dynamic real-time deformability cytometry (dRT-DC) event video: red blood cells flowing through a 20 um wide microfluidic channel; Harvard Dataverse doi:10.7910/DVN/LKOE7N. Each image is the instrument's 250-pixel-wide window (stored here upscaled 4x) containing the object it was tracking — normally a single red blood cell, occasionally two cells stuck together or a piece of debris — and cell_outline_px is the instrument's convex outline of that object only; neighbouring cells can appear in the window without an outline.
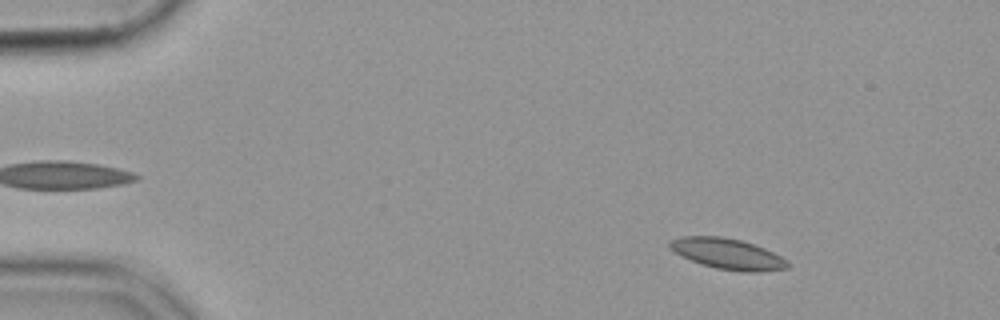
{"species": "common noctule bat (a hibernating species)", "species_latin": "Nyctalus noctula", "temperature_condition": "cold", "stored_images_in_passage": 55, "camera_frame_rate_fps": 3000, "um_per_image_px": 0.085, "animal": {"sex": "female", "body_mass_g": 19.9}, "frame": {"image": 1, "passage_image": 7, "time_ms": 2.0, "image_size_px": [1000, 320], "cell_outline_px": [[788, 268], [760, 272], [744, 272], [716, 268], [692, 260], [668, 248], [668, 240], [680, 236], [720, 236], [740, 240], [764, 248], [788, 260]], "centroid_in_image_um": [61.83, 21.57], "position_along_channel_um": 23.2, "area_um2": 20.92}}
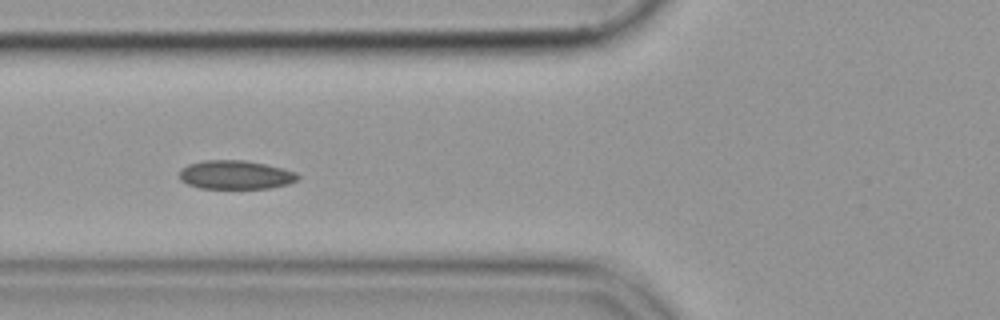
{"frame": {"image": 2, "passage_image": 21, "time_ms": 6.667, "image_size_px": [1000, 320], "cell_outline_px": [[300, 176], [296, 180], [288, 184], [272, 188], [200, 188], [188, 184], [180, 180], [180, 168], [188, 164], [204, 160], [244, 160], [264, 164], [296, 172]], "centroid_in_image_um": [20.0, 14.86], "position_along_channel_um": 105.8, "area_um2": 19.77}}
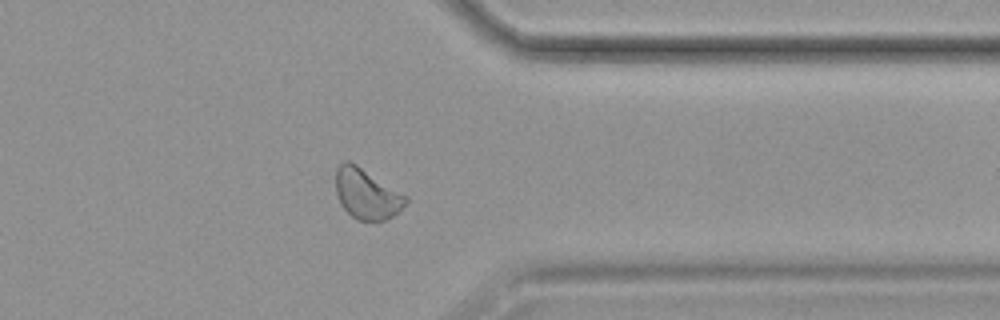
{"frame": {"image": 3, "passage_image": 44, "time_ms": 14.333, "image_size_px": [1000, 320], "cell_outline_px": [[408, 200], [392, 216], [384, 220], [356, 220], [340, 204], [336, 192], [336, 168], [344, 160], [348, 160], [356, 164], [408, 196]], "centroid_in_image_um": [31.14, 16.46], "position_along_channel_um": 380.3, "area_um2": 20.29}}